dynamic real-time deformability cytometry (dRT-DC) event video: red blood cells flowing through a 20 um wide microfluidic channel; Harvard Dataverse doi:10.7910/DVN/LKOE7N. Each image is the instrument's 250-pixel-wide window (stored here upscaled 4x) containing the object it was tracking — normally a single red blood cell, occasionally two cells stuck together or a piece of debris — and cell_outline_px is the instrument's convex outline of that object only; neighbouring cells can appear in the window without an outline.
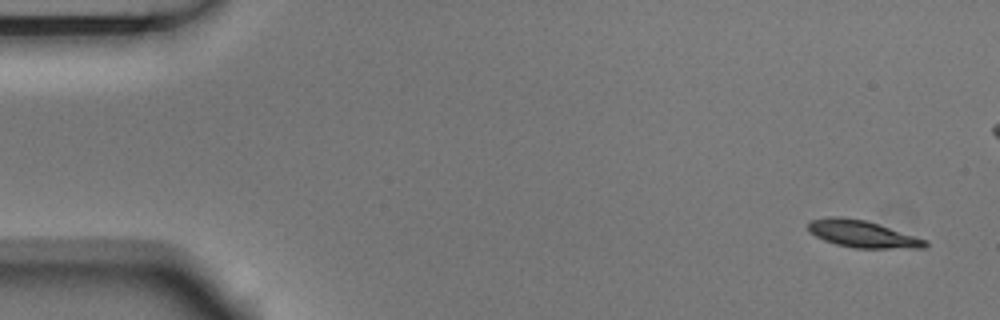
{"species": "Egyptian fruit bat (a non-hibernating species)", "species_latin": "Rousettus aegyptiacus", "temperature_condition": "room temperature", "stored_images_in_passage": 53, "camera_frame_rate_fps": 3000, "um_per_image_px": 0.085, "animal": {"sex": "male"}, "frame": {"image": 1, "passage_image": 1, "time_ms": 0.0, "image_size_px": [1000, 320], "cell_outline_px": [[928, 248], [856, 248], [836, 244], [824, 240], [808, 232], [808, 220], [828, 216], [840, 216], [864, 220], [928, 240]], "centroid_in_image_um": [73.27, 19.88], "position_along_channel_um": 11.7, "area_um2": 18.44}}
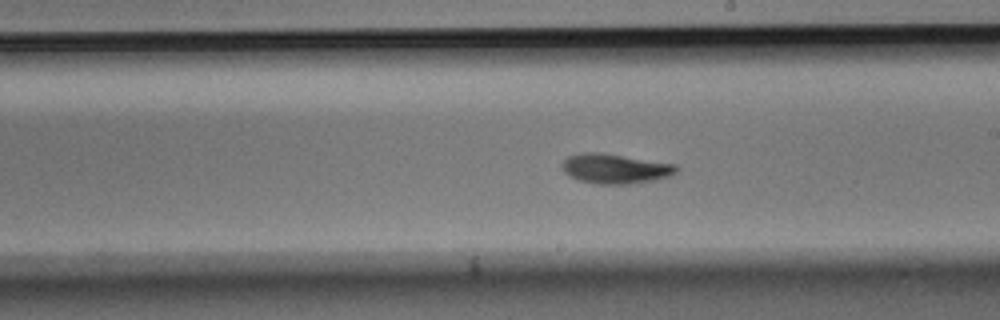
{"frame": {"image": 2, "passage_image": 29, "time_ms": 9.333, "image_size_px": [1000, 320], "cell_outline_px": [[680, 168], [672, 176], [656, 180], [628, 184], [596, 184], [580, 180], [564, 172], [560, 164], [568, 156], [580, 152], [600, 152], [676, 164]], "centroid_in_image_um": [52.32, 14.33], "position_along_channel_um": 236.7, "area_um2": 20.0}}
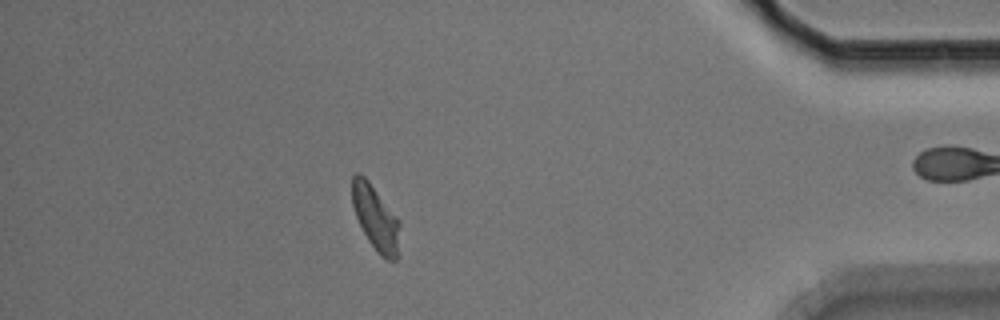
{"frame": {"image": 3, "passage_image": 46, "time_ms": 15.0, "image_size_px": [1000, 320], "cell_outline_px": [[400, 224], [396, 260], [388, 260], [380, 256], [368, 240], [356, 216], [352, 204], [352, 176], [356, 172], [360, 172], [368, 180], [400, 220]], "centroid_in_image_um": [31.92, 18.49], "position_along_channel_um": 403.3, "area_um2": 17.86}, "authors_computed_cell_mechanics": {"area_um2": 18.9584, "velocity_mm_per_s": 3.7119, "shape_relaxation_time_tau1_ms": 2.9277, "shape_relaxation_time_tau2_ms": 4.1132, "deformation_change_tau1": 0.126, "deformation_change_tau2": 0.0845}}